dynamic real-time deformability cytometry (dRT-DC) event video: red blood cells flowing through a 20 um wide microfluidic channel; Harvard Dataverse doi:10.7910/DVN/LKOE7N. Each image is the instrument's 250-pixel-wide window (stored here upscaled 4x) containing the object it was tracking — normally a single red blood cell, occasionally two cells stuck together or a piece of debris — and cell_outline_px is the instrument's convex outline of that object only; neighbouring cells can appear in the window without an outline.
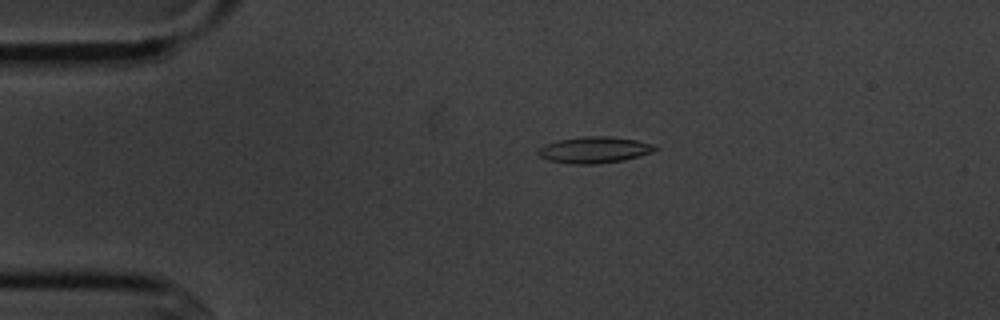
{"species": "common noctule bat (a hibernating species)", "species_latin": "Nyctalus noctula", "temperature_condition": "cold", "stored_images_in_passage": 4, "camera_frame_rate_fps": 3000, "um_per_image_px": 0.085, "animal": {"sex": "male", "body_mass_g": 20.1, "forearm_length_mm": 53.5}, "frame": {"image": 1, "passage_image": 3, "time_ms": 2.333, "image_size_px": [1000, 320], "cell_outline_px": [[660, 148], [652, 152], [640, 156], [624, 160], [592, 164], [572, 164], [548, 160], [540, 156], [536, 152], [544, 144], [556, 140], [584, 136], [608, 136], [636, 140], [656, 144]], "centroid_in_image_um": [50.54, 12.73], "position_along_channel_um": 34.5, "area_um2": 18.09}}